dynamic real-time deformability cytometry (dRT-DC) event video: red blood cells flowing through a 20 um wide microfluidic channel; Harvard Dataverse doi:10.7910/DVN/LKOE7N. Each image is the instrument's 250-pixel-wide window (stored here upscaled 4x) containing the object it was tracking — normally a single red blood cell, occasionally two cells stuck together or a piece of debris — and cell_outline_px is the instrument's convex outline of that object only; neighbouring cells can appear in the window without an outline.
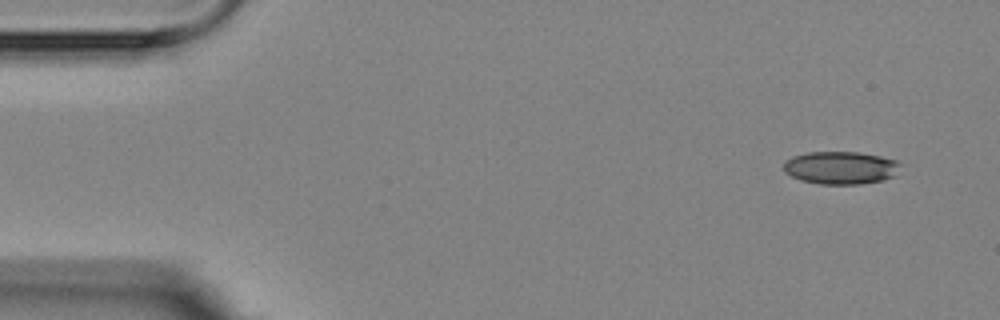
{"species": "Egyptian fruit bat (a non-hibernating species)", "species_latin": "Rousettus aegyptiacus", "temperature_condition": "room temperature", "stored_images_in_passage": 5, "camera_frame_rate_fps": 3000, "um_per_image_px": 0.085, "animal": {"sex": "female"}, "frame": {"image": 1, "passage_image": 1, "time_ms": 0.0, "image_size_px": [1000, 320], "cell_outline_px": [[908, 164], [892, 176], [884, 180], [860, 184], [820, 184], [800, 180], [784, 172], [784, 160], [792, 156], [808, 152], [860, 152], [880, 156], [896, 160]], "centroid_in_image_um": [71.51, 14.25], "position_along_channel_um": 13.5, "area_um2": 22.72}}
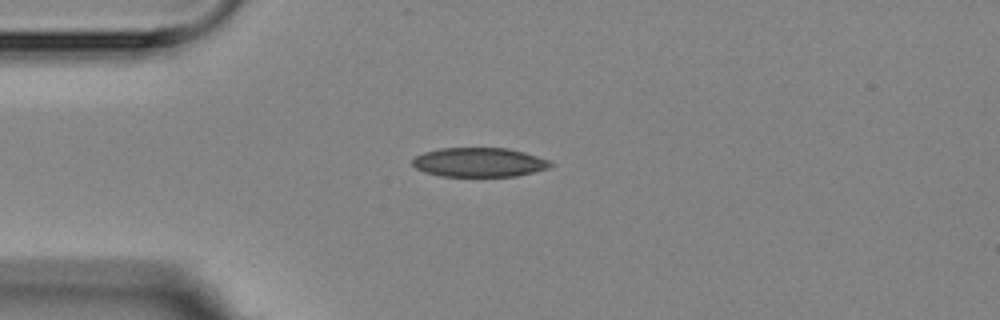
{"frame": {"image": 2, "passage_image": 4, "time_ms": 3.333, "image_size_px": [1000, 320], "cell_outline_px": [[556, 164], [548, 168], [516, 176], [440, 176], [424, 172], [416, 168], [412, 164], [412, 160], [416, 156], [424, 152], [440, 148], [508, 148], [524, 152], [548, 160]], "centroid_in_image_um": [40.72, 13.79], "position_along_channel_um": 44.3, "area_um2": 23.47}}